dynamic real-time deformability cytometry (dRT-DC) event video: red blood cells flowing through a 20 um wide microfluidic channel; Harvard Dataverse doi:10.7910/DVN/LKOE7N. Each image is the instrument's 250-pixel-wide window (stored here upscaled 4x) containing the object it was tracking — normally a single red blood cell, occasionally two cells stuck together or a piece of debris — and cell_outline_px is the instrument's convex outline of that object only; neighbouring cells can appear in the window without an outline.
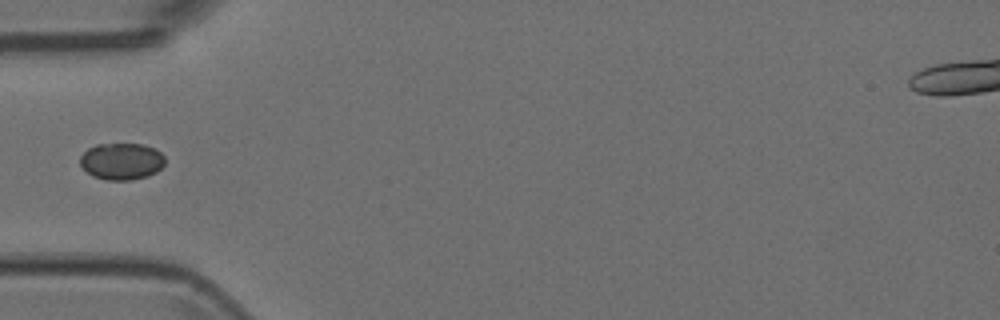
{"species": "Egyptian fruit bat (a non-hibernating species)", "species_latin": "Rousettus aegyptiacus", "temperature_condition": "room temperature", "stored_images_in_passage": 7, "camera_frame_rate_fps": 3000, "um_per_image_px": 0.085, "animal": {"sex": "female"}, "frame": {"image": 1, "passage_image": 7, "time_ms": 2.0, "image_size_px": [1000, 320], "cell_outline_px": [[164, 164], [156, 172], [148, 176], [132, 180], [108, 180], [92, 176], [80, 164], [80, 156], [88, 148], [96, 144], [140, 144], [152, 148], [160, 152], [164, 156]], "centroid_in_image_um": [10.32, 13.71], "position_along_channel_um": 74.7, "area_um2": 18.09}}